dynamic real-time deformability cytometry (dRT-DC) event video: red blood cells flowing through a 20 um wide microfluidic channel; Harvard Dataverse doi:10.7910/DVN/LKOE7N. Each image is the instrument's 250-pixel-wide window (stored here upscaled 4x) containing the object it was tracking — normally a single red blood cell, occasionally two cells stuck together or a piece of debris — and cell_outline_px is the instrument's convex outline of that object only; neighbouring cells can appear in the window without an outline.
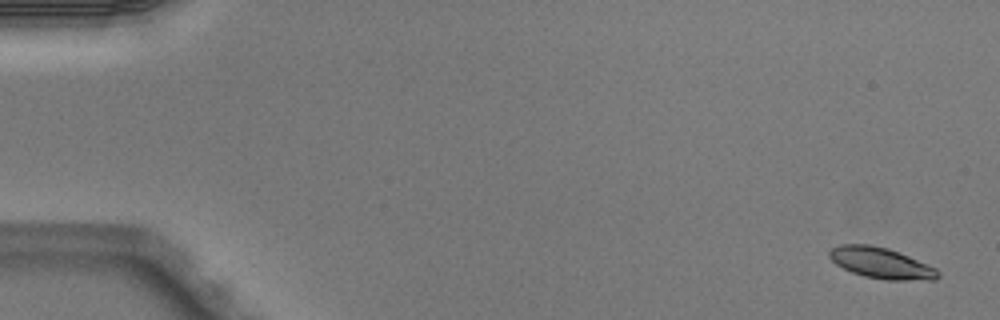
{"species": "Egyptian fruit bat (a non-hibernating species)", "species_latin": "Rousettus aegyptiacus", "temperature_condition": "warm", "stored_images_in_passage": 4, "camera_frame_rate_fps": 3000, "um_per_image_px": 0.085, "animal": {"sex": "male"}, "frame": {"image": 1, "passage_image": 1, "time_ms": 0.0, "image_size_px": [1000, 320], "cell_outline_px": [[940, 276], [936, 280], [884, 280], [864, 276], [852, 272], [836, 264], [828, 256], [828, 252], [832, 248], [840, 244], [872, 244], [888, 248], [908, 256], [936, 268], [940, 272]], "centroid_in_image_um": [74.9, 22.36], "position_along_channel_um": 10.1, "area_um2": 19.65}}
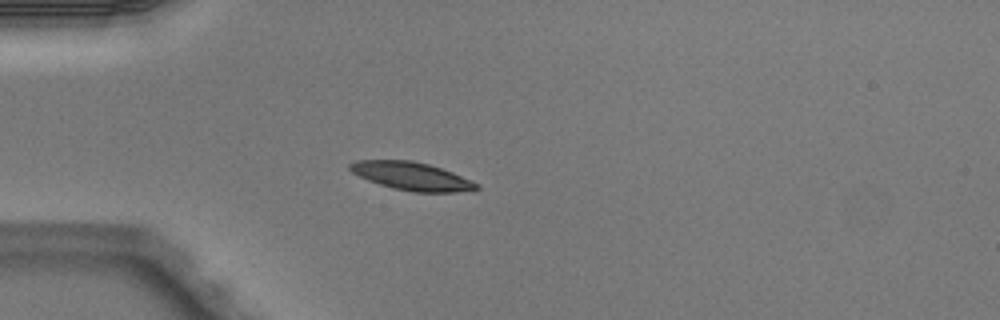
{"frame": {"image": 2, "passage_image": 4, "time_ms": 1.0, "image_size_px": [1000, 320], "cell_outline_px": [[480, 188], [476, 192], [412, 192], [392, 188], [368, 180], [352, 172], [348, 168], [348, 164], [356, 160], [412, 160], [428, 164], [452, 172], [480, 184]], "centroid_in_image_um": [35.04, 14.99], "position_along_channel_um": 50.0, "area_um2": 20.92}}